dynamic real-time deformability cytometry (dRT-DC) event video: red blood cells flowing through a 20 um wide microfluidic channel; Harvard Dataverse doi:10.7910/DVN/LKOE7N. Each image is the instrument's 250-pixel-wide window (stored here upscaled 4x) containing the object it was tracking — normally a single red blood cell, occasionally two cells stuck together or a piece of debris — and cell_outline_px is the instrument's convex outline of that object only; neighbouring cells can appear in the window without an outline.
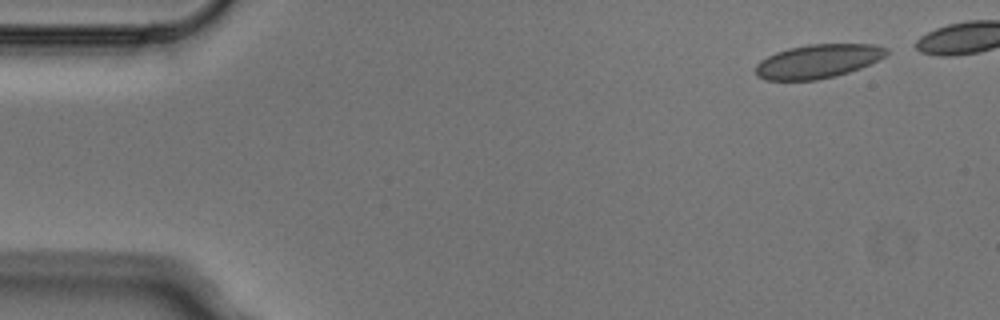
{"species": "Egyptian fruit bat (a non-hibernating species)", "species_latin": "Rousettus aegyptiacus", "temperature_condition": "cold", "stored_images_in_passage": 5, "camera_frame_rate_fps": 3000, "um_per_image_px": 0.085, "animal": {"sex": "male"}, "frame": {"image": 1, "passage_image": 1, "time_ms": 0.0, "image_size_px": [1000, 320], "cell_outline_px": [[888, 52], [884, 56], [860, 68], [836, 76], [816, 80], [764, 80], [756, 76], [756, 64], [760, 60], [776, 52], [788, 48], [808, 44], [876, 44], [888, 48]], "centroid_in_image_um": [69.49, 5.2], "position_along_channel_um": 15.5, "area_um2": 25.78}}